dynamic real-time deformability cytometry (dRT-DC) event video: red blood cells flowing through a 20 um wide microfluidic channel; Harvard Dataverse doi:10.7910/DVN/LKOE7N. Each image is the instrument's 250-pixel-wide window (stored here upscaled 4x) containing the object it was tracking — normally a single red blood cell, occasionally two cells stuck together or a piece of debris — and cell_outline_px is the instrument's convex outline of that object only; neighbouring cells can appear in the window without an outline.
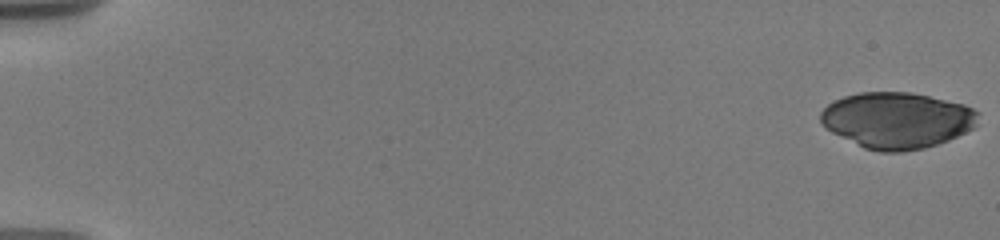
{"species": "human", "species_latin": "Homo sapiens", "temperature_condition": "warm", "stored_images_in_passage": 12, "camera_frame_rate_fps": 3000, "um_per_image_px": 0.085, "donor": {"sex": "male"}, "frame": {"image": 1, "passage_image": 1, "time_ms": 0.0, "image_size_px": [1000, 240], "cell_outline_px": [[980, 112], [976, 128], [948, 140], [924, 148], [900, 152], [880, 152], [864, 148], [832, 132], [820, 120], [820, 112], [828, 104], [844, 96], [860, 92], [912, 92], [964, 104]], "centroid_in_image_um": [76.29, 10.22], "position_along_channel_um": 8.7, "area_um2": 51.62}}